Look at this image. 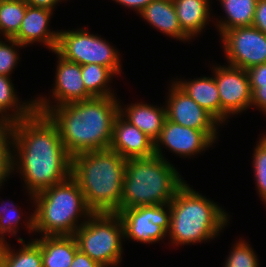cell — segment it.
<instances>
[{
  "label": "cell",
  "mask_w": 266,
  "mask_h": 267,
  "mask_svg": "<svg viewBox=\"0 0 266 267\" xmlns=\"http://www.w3.org/2000/svg\"><path fill=\"white\" fill-rule=\"evenodd\" d=\"M14 133V171L20 172L30 199L71 177L72 156L57 126L46 114L34 112L11 123ZM20 169V170H19Z\"/></svg>",
  "instance_id": "obj_1"
},
{
  "label": "cell",
  "mask_w": 266,
  "mask_h": 267,
  "mask_svg": "<svg viewBox=\"0 0 266 267\" xmlns=\"http://www.w3.org/2000/svg\"><path fill=\"white\" fill-rule=\"evenodd\" d=\"M18 242L22 246L16 252L7 242L2 243L1 267H43L40 245L33 239L26 243L20 237Z\"/></svg>",
  "instance_id": "obj_24"
},
{
  "label": "cell",
  "mask_w": 266,
  "mask_h": 267,
  "mask_svg": "<svg viewBox=\"0 0 266 267\" xmlns=\"http://www.w3.org/2000/svg\"><path fill=\"white\" fill-rule=\"evenodd\" d=\"M213 67L221 102L222 125L230 115L242 113L250 108L251 89L246 70L229 65H216V67L213 65Z\"/></svg>",
  "instance_id": "obj_11"
},
{
  "label": "cell",
  "mask_w": 266,
  "mask_h": 267,
  "mask_svg": "<svg viewBox=\"0 0 266 267\" xmlns=\"http://www.w3.org/2000/svg\"><path fill=\"white\" fill-rule=\"evenodd\" d=\"M119 99L92 97L52 107L46 115L57 126L65 149L74 155L110 148Z\"/></svg>",
  "instance_id": "obj_2"
},
{
  "label": "cell",
  "mask_w": 266,
  "mask_h": 267,
  "mask_svg": "<svg viewBox=\"0 0 266 267\" xmlns=\"http://www.w3.org/2000/svg\"><path fill=\"white\" fill-rule=\"evenodd\" d=\"M55 51L64 59L79 65L98 64L110 68L116 75L122 71L119 52L106 39L83 28L59 31Z\"/></svg>",
  "instance_id": "obj_8"
},
{
  "label": "cell",
  "mask_w": 266,
  "mask_h": 267,
  "mask_svg": "<svg viewBox=\"0 0 266 267\" xmlns=\"http://www.w3.org/2000/svg\"><path fill=\"white\" fill-rule=\"evenodd\" d=\"M127 159L110 149L72 157L71 177L93 213H114L122 202Z\"/></svg>",
  "instance_id": "obj_3"
},
{
  "label": "cell",
  "mask_w": 266,
  "mask_h": 267,
  "mask_svg": "<svg viewBox=\"0 0 266 267\" xmlns=\"http://www.w3.org/2000/svg\"><path fill=\"white\" fill-rule=\"evenodd\" d=\"M11 110V114L9 111ZM35 112L34 99L21 102L10 76L0 75V123H13L28 118Z\"/></svg>",
  "instance_id": "obj_22"
},
{
  "label": "cell",
  "mask_w": 266,
  "mask_h": 267,
  "mask_svg": "<svg viewBox=\"0 0 266 267\" xmlns=\"http://www.w3.org/2000/svg\"><path fill=\"white\" fill-rule=\"evenodd\" d=\"M139 15L161 33L179 41H190L180 27L172 0H153Z\"/></svg>",
  "instance_id": "obj_18"
},
{
  "label": "cell",
  "mask_w": 266,
  "mask_h": 267,
  "mask_svg": "<svg viewBox=\"0 0 266 267\" xmlns=\"http://www.w3.org/2000/svg\"><path fill=\"white\" fill-rule=\"evenodd\" d=\"M5 40L4 42L0 39V75L10 76L20 59L16 47L20 48L24 45L13 38H5Z\"/></svg>",
  "instance_id": "obj_31"
},
{
  "label": "cell",
  "mask_w": 266,
  "mask_h": 267,
  "mask_svg": "<svg viewBox=\"0 0 266 267\" xmlns=\"http://www.w3.org/2000/svg\"><path fill=\"white\" fill-rule=\"evenodd\" d=\"M32 202L35 210L25 223L28 231L42 236L74 235L93 214L72 177L36 193ZM81 218L83 221L80 223Z\"/></svg>",
  "instance_id": "obj_4"
},
{
  "label": "cell",
  "mask_w": 266,
  "mask_h": 267,
  "mask_svg": "<svg viewBox=\"0 0 266 267\" xmlns=\"http://www.w3.org/2000/svg\"><path fill=\"white\" fill-rule=\"evenodd\" d=\"M226 19L217 20V28L223 32L237 27L252 26L258 0H219Z\"/></svg>",
  "instance_id": "obj_23"
},
{
  "label": "cell",
  "mask_w": 266,
  "mask_h": 267,
  "mask_svg": "<svg viewBox=\"0 0 266 267\" xmlns=\"http://www.w3.org/2000/svg\"><path fill=\"white\" fill-rule=\"evenodd\" d=\"M250 86H266V63L248 68Z\"/></svg>",
  "instance_id": "obj_32"
},
{
  "label": "cell",
  "mask_w": 266,
  "mask_h": 267,
  "mask_svg": "<svg viewBox=\"0 0 266 267\" xmlns=\"http://www.w3.org/2000/svg\"><path fill=\"white\" fill-rule=\"evenodd\" d=\"M79 250L103 267L120 265L124 226L117 213H93L74 234Z\"/></svg>",
  "instance_id": "obj_7"
},
{
  "label": "cell",
  "mask_w": 266,
  "mask_h": 267,
  "mask_svg": "<svg viewBox=\"0 0 266 267\" xmlns=\"http://www.w3.org/2000/svg\"><path fill=\"white\" fill-rule=\"evenodd\" d=\"M183 179L174 165L156 155L129 158L122 202L114 213L122 209L170 203L176 191L185 183Z\"/></svg>",
  "instance_id": "obj_6"
},
{
  "label": "cell",
  "mask_w": 266,
  "mask_h": 267,
  "mask_svg": "<svg viewBox=\"0 0 266 267\" xmlns=\"http://www.w3.org/2000/svg\"><path fill=\"white\" fill-rule=\"evenodd\" d=\"M63 0H25V2L32 7L46 8L52 10L56 5Z\"/></svg>",
  "instance_id": "obj_37"
},
{
  "label": "cell",
  "mask_w": 266,
  "mask_h": 267,
  "mask_svg": "<svg viewBox=\"0 0 266 267\" xmlns=\"http://www.w3.org/2000/svg\"><path fill=\"white\" fill-rule=\"evenodd\" d=\"M181 29L189 38L203 31L210 18V0H172Z\"/></svg>",
  "instance_id": "obj_21"
},
{
  "label": "cell",
  "mask_w": 266,
  "mask_h": 267,
  "mask_svg": "<svg viewBox=\"0 0 266 267\" xmlns=\"http://www.w3.org/2000/svg\"><path fill=\"white\" fill-rule=\"evenodd\" d=\"M1 203L2 207H0V242L4 243L6 241L5 235L11 234L12 236H16V232H18L19 230L18 225L19 221L21 220V213L18 211L19 209L16 207V204L14 205L12 202H10L11 204L7 202L4 203V201Z\"/></svg>",
  "instance_id": "obj_30"
},
{
  "label": "cell",
  "mask_w": 266,
  "mask_h": 267,
  "mask_svg": "<svg viewBox=\"0 0 266 267\" xmlns=\"http://www.w3.org/2000/svg\"><path fill=\"white\" fill-rule=\"evenodd\" d=\"M174 82L221 124V102L214 76Z\"/></svg>",
  "instance_id": "obj_20"
},
{
  "label": "cell",
  "mask_w": 266,
  "mask_h": 267,
  "mask_svg": "<svg viewBox=\"0 0 266 267\" xmlns=\"http://www.w3.org/2000/svg\"><path fill=\"white\" fill-rule=\"evenodd\" d=\"M169 205L171 218L167 236L176 246L210 241L229 223V215L222 207L186 182L176 191Z\"/></svg>",
  "instance_id": "obj_5"
},
{
  "label": "cell",
  "mask_w": 266,
  "mask_h": 267,
  "mask_svg": "<svg viewBox=\"0 0 266 267\" xmlns=\"http://www.w3.org/2000/svg\"><path fill=\"white\" fill-rule=\"evenodd\" d=\"M166 101L168 120L185 127L204 131L214 142L218 139L220 123L204 108L200 107L174 81L170 86Z\"/></svg>",
  "instance_id": "obj_13"
},
{
  "label": "cell",
  "mask_w": 266,
  "mask_h": 267,
  "mask_svg": "<svg viewBox=\"0 0 266 267\" xmlns=\"http://www.w3.org/2000/svg\"><path fill=\"white\" fill-rule=\"evenodd\" d=\"M52 14V10L28 5L19 32L13 39L24 46L39 42L54 52L58 43L59 31L49 30Z\"/></svg>",
  "instance_id": "obj_16"
},
{
  "label": "cell",
  "mask_w": 266,
  "mask_h": 267,
  "mask_svg": "<svg viewBox=\"0 0 266 267\" xmlns=\"http://www.w3.org/2000/svg\"><path fill=\"white\" fill-rule=\"evenodd\" d=\"M70 267H103L98 262L92 260L87 254L78 250Z\"/></svg>",
  "instance_id": "obj_35"
},
{
  "label": "cell",
  "mask_w": 266,
  "mask_h": 267,
  "mask_svg": "<svg viewBox=\"0 0 266 267\" xmlns=\"http://www.w3.org/2000/svg\"><path fill=\"white\" fill-rule=\"evenodd\" d=\"M82 79L85 89L93 97H114L108 83L116 75L110 68L98 64L81 65Z\"/></svg>",
  "instance_id": "obj_25"
},
{
  "label": "cell",
  "mask_w": 266,
  "mask_h": 267,
  "mask_svg": "<svg viewBox=\"0 0 266 267\" xmlns=\"http://www.w3.org/2000/svg\"><path fill=\"white\" fill-rule=\"evenodd\" d=\"M1 257H2V243L0 242V267H1Z\"/></svg>",
  "instance_id": "obj_38"
},
{
  "label": "cell",
  "mask_w": 266,
  "mask_h": 267,
  "mask_svg": "<svg viewBox=\"0 0 266 267\" xmlns=\"http://www.w3.org/2000/svg\"><path fill=\"white\" fill-rule=\"evenodd\" d=\"M119 114L154 142L159 138L167 118L165 106H153L142 102L133 103L124 108L119 102Z\"/></svg>",
  "instance_id": "obj_17"
},
{
  "label": "cell",
  "mask_w": 266,
  "mask_h": 267,
  "mask_svg": "<svg viewBox=\"0 0 266 267\" xmlns=\"http://www.w3.org/2000/svg\"><path fill=\"white\" fill-rule=\"evenodd\" d=\"M220 36L229 66L247 70L266 63V34L256 27L232 28Z\"/></svg>",
  "instance_id": "obj_10"
},
{
  "label": "cell",
  "mask_w": 266,
  "mask_h": 267,
  "mask_svg": "<svg viewBox=\"0 0 266 267\" xmlns=\"http://www.w3.org/2000/svg\"><path fill=\"white\" fill-rule=\"evenodd\" d=\"M58 57L55 83L52 89V99L55 103L52 105L50 98L38 97L35 101V111L46 114L52 107H58L64 104L84 101L93 96L85 89L81 65L68 61L54 51Z\"/></svg>",
  "instance_id": "obj_12"
},
{
  "label": "cell",
  "mask_w": 266,
  "mask_h": 267,
  "mask_svg": "<svg viewBox=\"0 0 266 267\" xmlns=\"http://www.w3.org/2000/svg\"><path fill=\"white\" fill-rule=\"evenodd\" d=\"M34 240L40 245L43 267H70L79 250L74 235L42 236Z\"/></svg>",
  "instance_id": "obj_19"
},
{
  "label": "cell",
  "mask_w": 266,
  "mask_h": 267,
  "mask_svg": "<svg viewBox=\"0 0 266 267\" xmlns=\"http://www.w3.org/2000/svg\"><path fill=\"white\" fill-rule=\"evenodd\" d=\"M252 26L266 34V0H258Z\"/></svg>",
  "instance_id": "obj_34"
},
{
  "label": "cell",
  "mask_w": 266,
  "mask_h": 267,
  "mask_svg": "<svg viewBox=\"0 0 266 267\" xmlns=\"http://www.w3.org/2000/svg\"><path fill=\"white\" fill-rule=\"evenodd\" d=\"M110 150L125 159L155 155V142L118 114L113 124Z\"/></svg>",
  "instance_id": "obj_15"
},
{
  "label": "cell",
  "mask_w": 266,
  "mask_h": 267,
  "mask_svg": "<svg viewBox=\"0 0 266 267\" xmlns=\"http://www.w3.org/2000/svg\"><path fill=\"white\" fill-rule=\"evenodd\" d=\"M252 164L256 188L266 204V135H262L254 149Z\"/></svg>",
  "instance_id": "obj_28"
},
{
  "label": "cell",
  "mask_w": 266,
  "mask_h": 267,
  "mask_svg": "<svg viewBox=\"0 0 266 267\" xmlns=\"http://www.w3.org/2000/svg\"><path fill=\"white\" fill-rule=\"evenodd\" d=\"M124 226V238L142 243L159 242L170 229L169 203L122 209L117 213Z\"/></svg>",
  "instance_id": "obj_9"
},
{
  "label": "cell",
  "mask_w": 266,
  "mask_h": 267,
  "mask_svg": "<svg viewBox=\"0 0 266 267\" xmlns=\"http://www.w3.org/2000/svg\"><path fill=\"white\" fill-rule=\"evenodd\" d=\"M224 267H259L256 253L245 240L237 241L225 260Z\"/></svg>",
  "instance_id": "obj_29"
},
{
  "label": "cell",
  "mask_w": 266,
  "mask_h": 267,
  "mask_svg": "<svg viewBox=\"0 0 266 267\" xmlns=\"http://www.w3.org/2000/svg\"><path fill=\"white\" fill-rule=\"evenodd\" d=\"M251 106H255L259 111L266 113V86H250Z\"/></svg>",
  "instance_id": "obj_33"
},
{
  "label": "cell",
  "mask_w": 266,
  "mask_h": 267,
  "mask_svg": "<svg viewBox=\"0 0 266 267\" xmlns=\"http://www.w3.org/2000/svg\"><path fill=\"white\" fill-rule=\"evenodd\" d=\"M14 133L11 123H0V188L14 171ZM12 148V149H11Z\"/></svg>",
  "instance_id": "obj_27"
},
{
  "label": "cell",
  "mask_w": 266,
  "mask_h": 267,
  "mask_svg": "<svg viewBox=\"0 0 266 267\" xmlns=\"http://www.w3.org/2000/svg\"><path fill=\"white\" fill-rule=\"evenodd\" d=\"M215 143L204 131L185 127L166 118L161 134L155 141V155L166 159L162 146L180 157L196 156ZM162 145V146H161Z\"/></svg>",
  "instance_id": "obj_14"
},
{
  "label": "cell",
  "mask_w": 266,
  "mask_h": 267,
  "mask_svg": "<svg viewBox=\"0 0 266 267\" xmlns=\"http://www.w3.org/2000/svg\"><path fill=\"white\" fill-rule=\"evenodd\" d=\"M27 6L25 0H0V34L4 38L19 32Z\"/></svg>",
  "instance_id": "obj_26"
},
{
  "label": "cell",
  "mask_w": 266,
  "mask_h": 267,
  "mask_svg": "<svg viewBox=\"0 0 266 267\" xmlns=\"http://www.w3.org/2000/svg\"><path fill=\"white\" fill-rule=\"evenodd\" d=\"M125 7L131 8L139 14L153 0H113Z\"/></svg>",
  "instance_id": "obj_36"
}]
</instances>
